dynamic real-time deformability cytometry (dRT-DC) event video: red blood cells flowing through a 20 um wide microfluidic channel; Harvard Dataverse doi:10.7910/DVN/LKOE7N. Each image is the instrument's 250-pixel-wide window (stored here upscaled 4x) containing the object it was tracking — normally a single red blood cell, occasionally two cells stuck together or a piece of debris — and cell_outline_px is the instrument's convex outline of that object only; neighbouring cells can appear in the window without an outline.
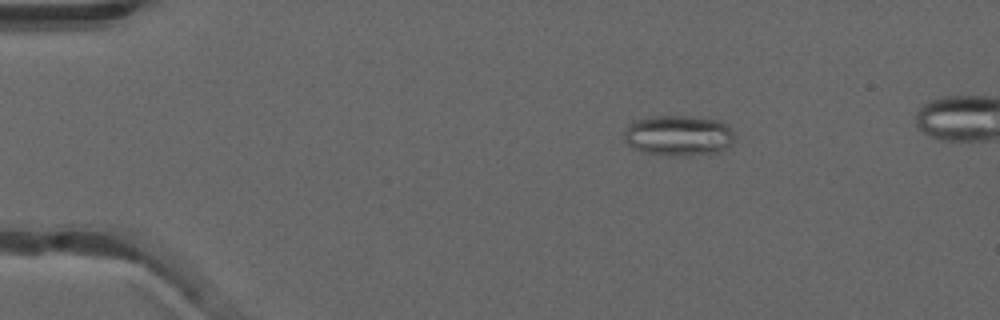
{"species": "common noctule bat (a hibernating species)", "species_latin": "Nyctalus noctula", "temperature_condition": "warm", "stored_images_in_passage": 51, "camera_frame_rate_fps": 3000, "um_per_image_px": 0.085, "animal": {"sex": "male", "forearm_length_mm": 52.5}, "frame": {"image": 1, "passage_image": 9, "time_ms": 2.667, "image_size_px": [1000, 320], "cell_outline_px": [[736, 136], [732, 144], [724, 152], [688, 156], [668, 156], [640, 152], [632, 148], [624, 140], [624, 132], [628, 124], [632, 120], [648, 116], [692, 116], [716, 120], [728, 124], [736, 132]], "centroid_in_image_um": [57.7, 11.53], "position_along_channel_um": 27.3, "area_um2": 27.17}}
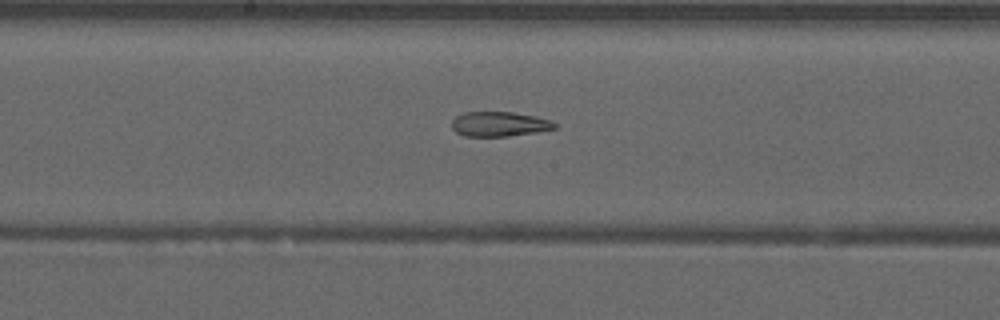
{"frame": {"image": 2, "passage_image": 28, "time_ms": 9.0, "image_size_px": [1000, 320], "cell_outline_px": [[556, 128], [536, 132], [504, 136], [464, 136], [456, 132], [452, 128], [452, 120], [456, 116], [464, 112], [512, 112], [536, 116], [552, 120], [556, 124]], "centroid_in_image_um": [42.43, 10.54], "position_along_channel_um": 205.8, "area_um2": 14.8}}
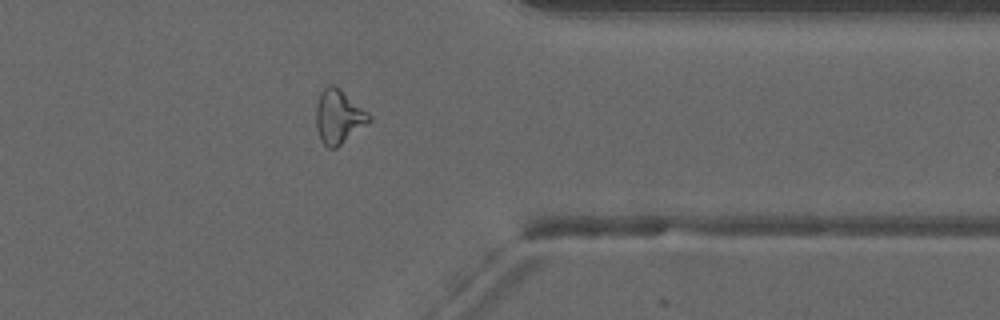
{"frame": {"image": 3, "passage_image": 42, "time_ms": 13.667, "image_size_px": [1000, 320], "cell_outline_px": [[372, 120], [368, 124], [336, 148], [328, 148], [320, 140], [316, 128], [316, 104], [320, 92], [328, 84], [336, 84], [368, 112], [372, 116]], "centroid_in_image_um": [28.78, 9.9], "position_along_channel_um": 382.6, "area_um2": 16.99}}